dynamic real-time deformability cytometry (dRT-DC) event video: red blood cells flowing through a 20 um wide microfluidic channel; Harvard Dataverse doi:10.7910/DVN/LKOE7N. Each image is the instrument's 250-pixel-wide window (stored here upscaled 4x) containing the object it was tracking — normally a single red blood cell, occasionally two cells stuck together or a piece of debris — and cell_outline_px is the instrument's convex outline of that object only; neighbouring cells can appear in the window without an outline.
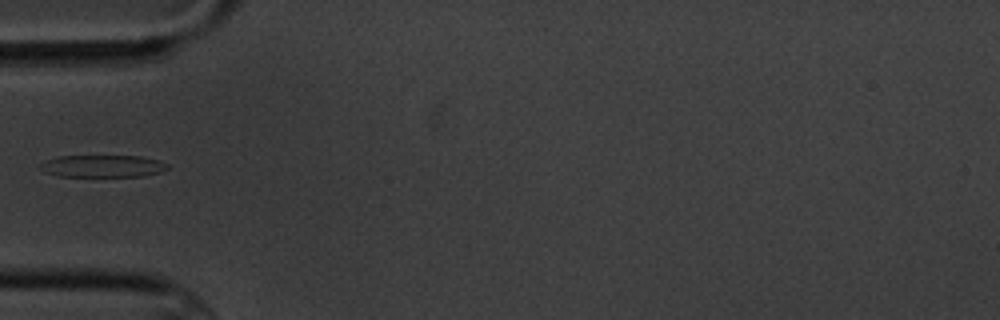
{"species": "common noctule bat (a hibernating species)", "species_latin": "Nyctalus noctula", "temperature_condition": "cold", "stored_images_in_passage": 5, "camera_frame_rate_fps": 3000, "um_per_image_px": 0.085, "animal": {"sex": "male", "body_mass_g": 20.1, "forearm_length_mm": 53.5}, "frame": {"image": 1, "passage_image": 3, "time_ms": 2.667, "image_size_px": [1000, 320], "cell_outline_px": [[168, 168], [160, 172], [144, 176], [60, 176], [44, 172], [40, 168], [40, 164], [56, 156], [140, 156], [160, 160], [168, 164]], "centroid_in_image_um": [8.75, 14.11], "position_along_channel_um": 76.2, "area_um2": 16.42}}
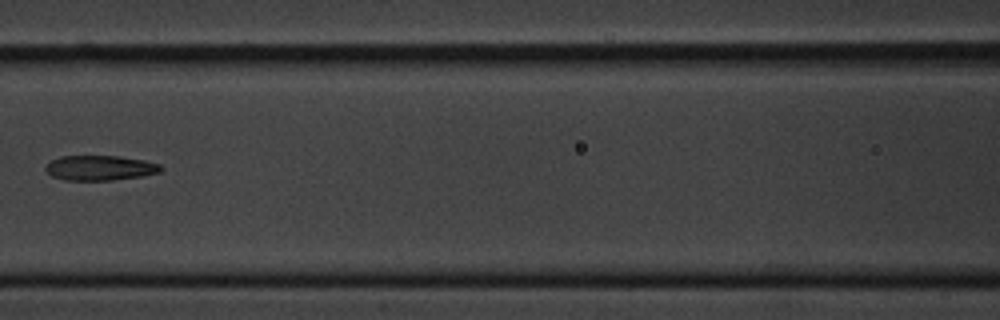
{"frame": {"image": 2, "passage_image": 5, "time_ms": 5.0, "image_size_px": [1000, 320], "cell_outline_px": [[164, 168], [160, 172], [140, 176], [112, 180], [64, 180], [52, 176], [44, 168], [52, 160], [60, 156], [120, 156], [144, 160], [160, 164]], "centroid_in_image_um": [8.52, 14.27], "position_along_channel_um": 158.1, "area_um2": 16.7}}